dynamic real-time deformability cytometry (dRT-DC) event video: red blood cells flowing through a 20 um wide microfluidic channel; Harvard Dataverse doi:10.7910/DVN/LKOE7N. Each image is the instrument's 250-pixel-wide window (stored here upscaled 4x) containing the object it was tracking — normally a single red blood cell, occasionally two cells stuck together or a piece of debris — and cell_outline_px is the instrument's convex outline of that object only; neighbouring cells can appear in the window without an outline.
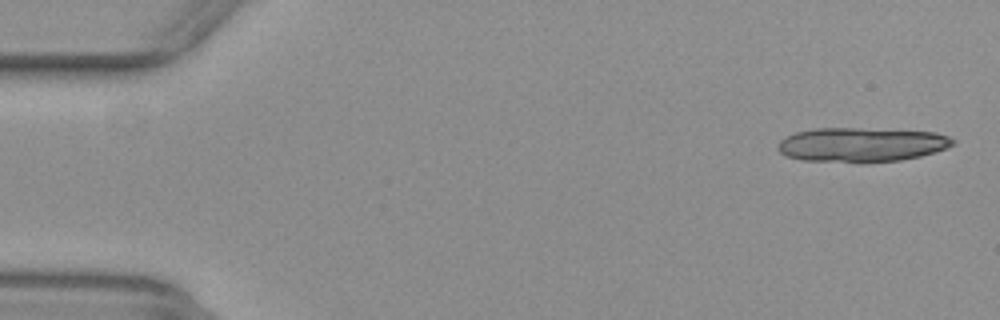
{"species": "common noctule bat (a hibernating species)", "species_latin": "Nyctalus noctula", "temperature_condition": "warm", "stored_images_in_passage": 11, "camera_frame_rate_fps": 3000, "um_per_image_px": 0.085, "animal": {"sex": "female", "body_mass_g": 29.2, "forearm_length_mm": 56.3}, "frame": {"image": 1, "passage_image": 2, "time_ms": 0.333, "image_size_px": [1000, 320], "cell_outline_px": [[956, 144], [920, 156], [900, 160], [804, 160], [784, 156], [776, 148], [776, 144], [784, 136], [796, 132], [816, 128], [860, 128], [936, 132], [948, 136], [956, 140]], "centroid_in_image_um": [73.19, 12.25], "position_along_channel_um": 11.8, "area_um2": 34.28}}